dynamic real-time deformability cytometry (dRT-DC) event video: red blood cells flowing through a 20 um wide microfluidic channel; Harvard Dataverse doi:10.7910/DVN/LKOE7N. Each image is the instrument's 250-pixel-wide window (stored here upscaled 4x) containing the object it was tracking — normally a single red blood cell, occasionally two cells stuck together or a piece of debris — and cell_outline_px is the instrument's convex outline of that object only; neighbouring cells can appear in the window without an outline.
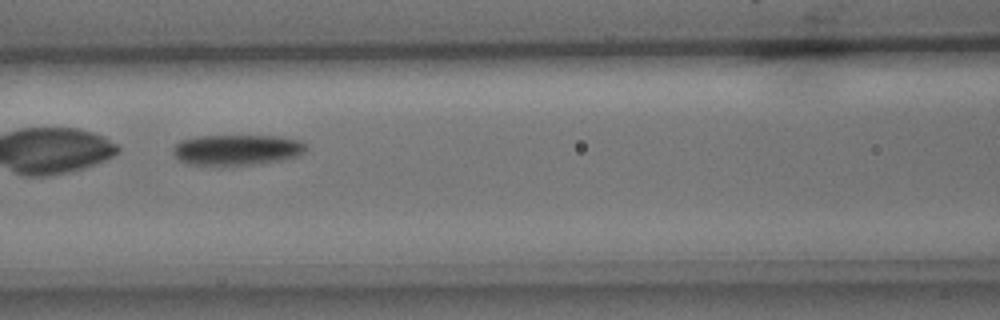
{"species": "common noctule bat (a hibernating species)", "species_latin": "Nyctalus noctula", "temperature_condition": "cold", "stored_images_in_passage": 10, "camera_frame_rate_fps": 3000, "um_per_image_px": 0.085, "animal": {"sex": "male", "body_mass_g": 15.6}, "frame": {"image": 1, "passage_image": 6, "time_ms": 1.667, "image_size_px": [1000, 320], "cell_outline_px": [[308, 148], [300, 156], [260, 164], [188, 164], [176, 160], [172, 152], [172, 148], [180, 140], [196, 136], [276, 136], [300, 140], [308, 144]], "centroid_in_image_um": [20.15, 12.72], "position_along_channel_um": 146.5, "area_um2": 23.87}}
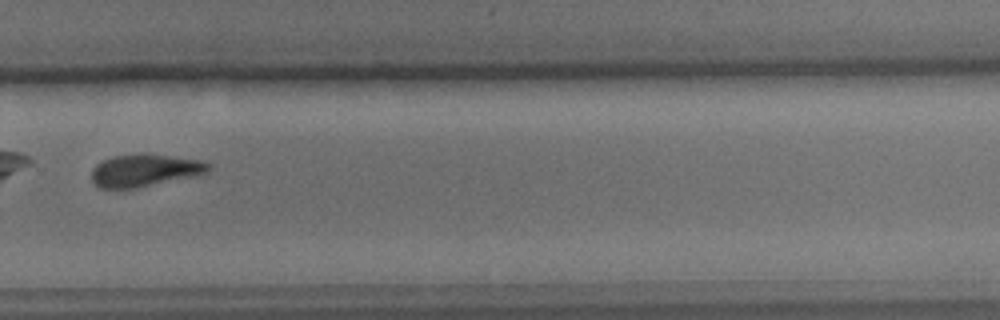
{"frame": {"image": 2, "passage_image": 10, "time_ms": 3.0, "image_size_px": [1000, 320], "cell_outline_px": [[212, 168], [208, 172], [196, 176], [136, 188], [100, 188], [92, 180], [92, 168], [96, 164], [112, 156], [168, 156], [204, 160], [212, 164]], "centroid_in_image_um": [12.37, 14.51], "position_along_channel_um": 317.4, "area_um2": 21.56}}